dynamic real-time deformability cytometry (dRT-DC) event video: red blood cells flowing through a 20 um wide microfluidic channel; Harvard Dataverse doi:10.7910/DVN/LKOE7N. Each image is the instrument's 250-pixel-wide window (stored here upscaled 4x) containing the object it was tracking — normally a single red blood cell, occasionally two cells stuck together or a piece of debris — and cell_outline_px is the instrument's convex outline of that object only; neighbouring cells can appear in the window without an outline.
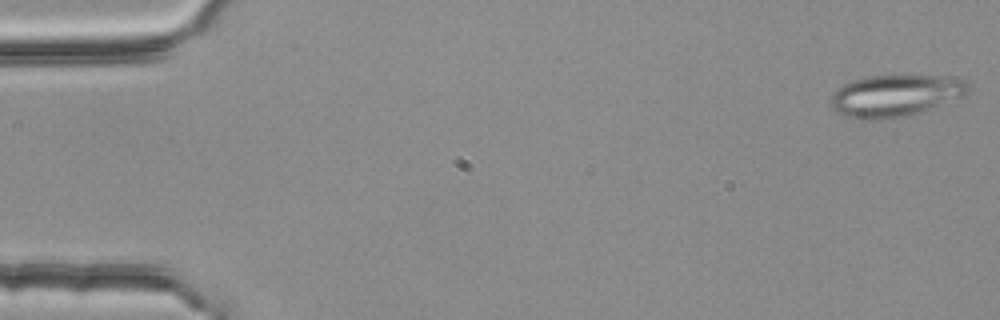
{"species": "common noctule bat (a hibernating species)", "species_latin": "Nyctalus noctula", "temperature_condition": "room temperature", "stored_images_in_passage": 54, "segment_of_instrument_passage": [1, 2], "camera_frame_rate_fps": 3000, "um_per_image_px": 0.085, "animal": {"sex": "female", "body_mass_g": 25.1}, "frame": {"image": 1, "passage_image": 1, "time_ms": 0.0, "image_size_px": [1000, 320], "cell_outline_px": [[968, 92], [964, 96], [908, 116], [892, 120], [868, 120], [844, 116], [836, 112], [832, 108], [832, 92], [836, 88], [852, 80], [868, 76], [940, 76], [964, 80], [968, 84]], "centroid_in_image_um": [76.05, 8.15], "position_along_channel_um": 8.9, "area_um2": 33.52}}